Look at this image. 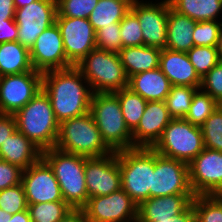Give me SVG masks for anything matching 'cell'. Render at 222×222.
Masks as SVG:
<instances>
[{
    "label": "cell",
    "mask_w": 222,
    "mask_h": 222,
    "mask_svg": "<svg viewBox=\"0 0 222 222\" xmlns=\"http://www.w3.org/2000/svg\"><path fill=\"white\" fill-rule=\"evenodd\" d=\"M96 35V48L119 53L122 48L120 23L114 26H103L95 32Z\"/></svg>",
    "instance_id": "40"
},
{
    "label": "cell",
    "mask_w": 222,
    "mask_h": 222,
    "mask_svg": "<svg viewBox=\"0 0 222 222\" xmlns=\"http://www.w3.org/2000/svg\"><path fill=\"white\" fill-rule=\"evenodd\" d=\"M204 147L222 151V110L218 107L200 126Z\"/></svg>",
    "instance_id": "35"
},
{
    "label": "cell",
    "mask_w": 222,
    "mask_h": 222,
    "mask_svg": "<svg viewBox=\"0 0 222 222\" xmlns=\"http://www.w3.org/2000/svg\"><path fill=\"white\" fill-rule=\"evenodd\" d=\"M42 72L37 70L0 77V113L15 114L41 89Z\"/></svg>",
    "instance_id": "10"
},
{
    "label": "cell",
    "mask_w": 222,
    "mask_h": 222,
    "mask_svg": "<svg viewBox=\"0 0 222 222\" xmlns=\"http://www.w3.org/2000/svg\"><path fill=\"white\" fill-rule=\"evenodd\" d=\"M42 157L54 171L63 200L72 209H82L88 202L85 181L87 157L58 150L56 147L42 151Z\"/></svg>",
    "instance_id": "3"
},
{
    "label": "cell",
    "mask_w": 222,
    "mask_h": 222,
    "mask_svg": "<svg viewBox=\"0 0 222 222\" xmlns=\"http://www.w3.org/2000/svg\"><path fill=\"white\" fill-rule=\"evenodd\" d=\"M121 188L138 206L150 198L152 174L155 169V150L135 147L119 151Z\"/></svg>",
    "instance_id": "7"
},
{
    "label": "cell",
    "mask_w": 222,
    "mask_h": 222,
    "mask_svg": "<svg viewBox=\"0 0 222 222\" xmlns=\"http://www.w3.org/2000/svg\"><path fill=\"white\" fill-rule=\"evenodd\" d=\"M15 8L25 7L26 5L35 2L36 0H13Z\"/></svg>",
    "instance_id": "49"
},
{
    "label": "cell",
    "mask_w": 222,
    "mask_h": 222,
    "mask_svg": "<svg viewBox=\"0 0 222 222\" xmlns=\"http://www.w3.org/2000/svg\"><path fill=\"white\" fill-rule=\"evenodd\" d=\"M156 222H196V214L191 204L184 212L173 216L172 219L158 220Z\"/></svg>",
    "instance_id": "46"
},
{
    "label": "cell",
    "mask_w": 222,
    "mask_h": 222,
    "mask_svg": "<svg viewBox=\"0 0 222 222\" xmlns=\"http://www.w3.org/2000/svg\"><path fill=\"white\" fill-rule=\"evenodd\" d=\"M133 0H99L89 16L94 31L114 26L130 11Z\"/></svg>",
    "instance_id": "28"
},
{
    "label": "cell",
    "mask_w": 222,
    "mask_h": 222,
    "mask_svg": "<svg viewBox=\"0 0 222 222\" xmlns=\"http://www.w3.org/2000/svg\"><path fill=\"white\" fill-rule=\"evenodd\" d=\"M0 208L10 215L28 209L22 183L0 191Z\"/></svg>",
    "instance_id": "37"
},
{
    "label": "cell",
    "mask_w": 222,
    "mask_h": 222,
    "mask_svg": "<svg viewBox=\"0 0 222 222\" xmlns=\"http://www.w3.org/2000/svg\"><path fill=\"white\" fill-rule=\"evenodd\" d=\"M14 117L16 128L42 151L55 147L59 122L48 95L41 89Z\"/></svg>",
    "instance_id": "2"
},
{
    "label": "cell",
    "mask_w": 222,
    "mask_h": 222,
    "mask_svg": "<svg viewBox=\"0 0 222 222\" xmlns=\"http://www.w3.org/2000/svg\"><path fill=\"white\" fill-rule=\"evenodd\" d=\"M172 119L165 101H148L138 126L132 131L133 148H152Z\"/></svg>",
    "instance_id": "19"
},
{
    "label": "cell",
    "mask_w": 222,
    "mask_h": 222,
    "mask_svg": "<svg viewBox=\"0 0 222 222\" xmlns=\"http://www.w3.org/2000/svg\"><path fill=\"white\" fill-rule=\"evenodd\" d=\"M173 10L196 22L221 21L222 0H168Z\"/></svg>",
    "instance_id": "27"
},
{
    "label": "cell",
    "mask_w": 222,
    "mask_h": 222,
    "mask_svg": "<svg viewBox=\"0 0 222 222\" xmlns=\"http://www.w3.org/2000/svg\"><path fill=\"white\" fill-rule=\"evenodd\" d=\"M191 204L196 214V222H222L220 195H195Z\"/></svg>",
    "instance_id": "30"
},
{
    "label": "cell",
    "mask_w": 222,
    "mask_h": 222,
    "mask_svg": "<svg viewBox=\"0 0 222 222\" xmlns=\"http://www.w3.org/2000/svg\"><path fill=\"white\" fill-rule=\"evenodd\" d=\"M99 0H57V16L68 18H86Z\"/></svg>",
    "instance_id": "38"
},
{
    "label": "cell",
    "mask_w": 222,
    "mask_h": 222,
    "mask_svg": "<svg viewBox=\"0 0 222 222\" xmlns=\"http://www.w3.org/2000/svg\"><path fill=\"white\" fill-rule=\"evenodd\" d=\"M90 112L103 141L113 152L133 148L132 132L125 124L119 99L114 93H93Z\"/></svg>",
    "instance_id": "5"
},
{
    "label": "cell",
    "mask_w": 222,
    "mask_h": 222,
    "mask_svg": "<svg viewBox=\"0 0 222 222\" xmlns=\"http://www.w3.org/2000/svg\"><path fill=\"white\" fill-rule=\"evenodd\" d=\"M55 147L87 158L103 157L113 152L103 141L91 112L62 121Z\"/></svg>",
    "instance_id": "4"
},
{
    "label": "cell",
    "mask_w": 222,
    "mask_h": 222,
    "mask_svg": "<svg viewBox=\"0 0 222 222\" xmlns=\"http://www.w3.org/2000/svg\"><path fill=\"white\" fill-rule=\"evenodd\" d=\"M8 222H32L28 209L25 211L18 212L13 214L11 219H8Z\"/></svg>",
    "instance_id": "48"
},
{
    "label": "cell",
    "mask_w": 222,
    "mask_h": 222,
    "mask_svg": "<svg viewBox=\"0 0 222 222\" xmlns=\"http://www.w3.org/2000/svg\"><path fill=\"white\" fill-rule=\"evenodd\" d=\"M82 209L88 222H137L138 206L122 188L109 195L88 198Z\"/></svg>",
    "instance_id": "12"
},
{
    "label": "cell",
    "mask_w": 222,
    "mask_h": 222,
    "mask_svg": "<svg viewBox=\"0 0 222 222\" xmlns=\"http://www.w3.org/2000/svg\"><path fill=\"white\" fill-rule=\"evenodd\" d=\"M29 51L33 69L42 73L72 66L67 61L61 32L56 23L37 37Z\"/></svg>",
    "instance_id": "18"
},
{
    "label": "cell",
    "mask_w": 222,
    "mask_h": 222,
    "mask_svg": "<svg viewBox=\"0 0 222 222\" xmlns=\"http://www.w3.org/2000/svg\"><path fill=\"white\" fill-rule=\"evenodd\" d=\"M219 107V103L208 93L198 89L192 99L185 120L195 126H201L205 120Z\"/></svg>",
    "instance_id": "32"
},
{
    "label": "cell",
    "mask_w": 222,
    "mask_h": 222,
    "mask_svg": "<svg viewBox=\"0 0 222 222\" xmlns=\"http://www.w3.org/2000/svg\"><path fill=\"white\" fill-rule=\"evenodd\" d=\"M85 181L88 198L109 195L121 189L119 151L88 158L85 162Z\"/></svg>",
    "instance_id": "16"
},
{
    "label": "cell",
    "mask_w": 222,
    "mask_h": 222,
    "mask_svg": "<svg viewBox=\"0 0 222 222\" xmlns=\"http://www.w3.org/2000/svg\"><path fill=\"white\" fill-rule=\"evenodd\" d=\"M192 36L194 46L218 47L222 36V22H197Z\"/></svg>",
    "instance_id": "36"
},
{
    "label": "cell",
    "mask_w": 222,
    "mask_h": 222,
    "mask_svg": "<svg viewBox=\"0 0 222 222\" xmlns=\"http://www.w3.org/2000/svg\"><path fill=\"white\" fill-rule=\"evenodd\" d=\"M15 5L13 0H0V22L15 19Z\"/></svg>",
    "instance_id": "45"
},
{
    "label": "cell",
    "mask_w": 222,
    "mask_h": 222,
    "mask_svg": "<svg viewBox=\"0 0 222 222\" xmlns=\"http://www.w3.org/2000/svg\"><path fill=\"white\" fill-rule=\"evenodd\" d=\"M218 49H219V59H220V61H222V36H221V40L219 42Z\"/></svg>",
    "instance_id": "51"
},
{
    "label": "cell",
    "mask_w": 222,
    "mask_h": 222,
    "mask_svg": "<svg viewBox=\"0 0 222 222\" xmlns=\"http://www.w3.org/2000/svg\"><path fill=\"white\" fill-rule=\"evenodd\" d=\"M57 0H36L25 7L16 8L17 41L30 50L37 37L56 23Z\"/></svg>",
    "instance_id": "9"
},
{
    "label": "cell",
    "mask_w": 222,
    "mask_h": 222,
    "mask_svg": "<svg viewBox=\"0 0 222 222\" xmlns=\"http://www.w3.org/2000/svg\"><path fill=\"white\" fill-rule=\"evenodd\" d=\"M42 157V150L17 129L0 146V160L26 170Z\"/></svg>",
    "instance_id": "22"
},
{
    "label": "cell",
    "mask_w": 222,
    "mask_h": 222,
    "mask_svg": "<svg viewBox=\"0 0 222 222\" xmlns=\"http://www.w3.org/2000/svg\"><path fill=\"white\" fill-rule=\"evenodd\" d=\"M21 183L24 188L27 205L65 202L54 171L43 157L26 170H23Z\"/></svg>",
    "instance_id": "15"
},
{
    "label": "cell",
    "mask_w": 222,
    "mask_h": 222,
    "mask_svg": "<svg viewBox=\"0 0 222 222\" xmlns=\"http://www.w3.org/2000/svg\"><path fill=\"white\" fill-rule=\"evenodd\" d=\"M23 170L16 165L0 160V191L20 184Z\"/></svg>",
    "instance_id": "42"
},
{
    "label": "cell",
    "mask_w": 222,
    "mask_h": 222,
    "mask_svg": "<svg viewBox=\"0 0 222 222\" xmlns=\"http://www.w3.org/2000/svg\"><path fill=\"white\" fill-rule=\"evenodd\" d=\"M187 56L200 78L220 62L218 47L193 46L187 52Z\"/></svg>",
    "instance_id": "34"
},
{
    "label": "cell",
    "mask_w": 222,
    "mask_h": 222,
    "mask_svg": "<svg viewBox=\"0 0 222 222\" xmlns=\"http://www.w3.org/2000/svg\"><path fill=\"white\" fill-rule=\"evenodd\" d=\"M16 129V119L14 115L0 113V146Z\"/></svg>",
    "instance_id": "44"
},
{
    "label": "cell",
    "mask_w": 222,
    "mask_h": 222,
    "mask_svg": "<svg viewBox=\"0 0 222 222\" xmlns=\"http://www.w3.org/2000/svg\"><path fill=\"white\" fill-rule=\"evenodd\" d=\"M161 49L132 46L121 48L119 56L128 79L141 72L159 68Z\"/></svg>",
    "instance_id": "25"
},
{
    "label": "cell",
    "mask_w": 222,
    "mask_h": 222,
    "mask_svg": "<svg viewBox=\"0 0 222 222\" xmlns=\"http://www.w3.org/2000/svg\"><path fill=\"white\" fill-rule=\"evenodd\" d=\"M12 215L6 213L0 208V222H8V219H11Z\"/></svg>",
    "instance_id": "50"
},
{
    "label": "cell",
    "mask_w": 222,
    "mask_h": 222,
    "mask_svg": "<svg viewBox=\"0 0 222 222\" xmlns=\"http://www.w3.org/2000/svg\"><path fill=\"white\" fill-rule=\"evenodd\" d=\"M72 208L66 202H46L28 205L32 222H59Z\"/></svg>",
    "instance_id": "33"
},
{
    "label": "cell",
    "mask_w": 222,
    "mask_h": 222,
    "mask_svg": "<svg viewBox=\"0 0 222 222\" xmlns=\"http://www.w3.org/2000/svg\"><path fill=\"white\" fill-rule=\"evenodd\" d=\"M114 94L118 97L126 126L132 132L139 124L147 101L130 88H123Z\"/></svg>",
    "instance_id": "29"
},
{
    "label": "cell",
    "mask_w": 222,
    "mask_h": 222,
    "mask_svg": "<svg viewBox=\"0 0 222 222\" xmlns=\"http://www.w3.org/2000/svg\"><path fill=\"white\" fill-rule=\"evenodd\" d=\"M169 195H194L189 184L188 164L162 156L155 151L150 197Z\"/></svg>",
    "instance_id": "11"
},
{
    "label": "cell",
    "mask_w": 222,
    "mask_h": 222,
    "mask_svg": "<svg viewBox=\"0 0 222 222\" xmlns=\"http://www.w3.org/2000/svg\"><path fill=\"white\" fill-rule=\"evenodd\" d=\"M133 0L131 11L137 16L142 29L143 45L158 49L166 48L169 1Z\"/></svg>",
    "instance_id": "14"
},
{
    "label": "cell",
    "mask_w": 222,
    "mask_h": 222,
    "mask_svg": "<svg viewBox=\"0 0 222 222\" xmlns=\"http://www.w3.org/2000/svg\"><path fill=\"white\" fill-rule=\"evenodd\" d=\"M189 184L194 195L222 193V151L204 148L189 164Z\"/></svg>",
    "instance_id": "13"
},
{
    "label": "cell",
    "mask_w": 222,
    "mask_h": 222,
    "mask_svg": "<svg viewBox=\"0 0 222 222\" xmlns=\"http://www.w3.org/2000/svg\"><path fill=\"white\" fill-rule=\"evenodd\" d=\"M120 35L122 48L143 45L141 26L131 10L120 21Z\"/></svg>",
    "instance_id": "39"
},
{
    "label": "cell",
    "mask_w": 222,
    "mask_h": 222,
    "mask_svg": "<svg viewBox=\"0 0 222 222\" xmlns=\"http://www.w3.org/2000/svg\"><path fill=\"white\" fill-rule=\"evenodd\" d=\"M42 89L59 123L90 112L93 92L76 66L43 72Z\"/></svg>",
    "instance_id": "1"
},
{
    "label": "cell",
    "mask_w": 222,
    "mask_h": 222,
    "mask_svg": "<svg viewBox=\"0 0 222 222\" xmlns=\"http://www.w3.org/2000/svg\"><path fill=\"white\" fill-rule=\"evenodd\" d=\"M219 108L222 110V101L219 103Z\"/></svg>",
    "instance_id": "52"
},
{
    "label": "cell",
    "mask_w": 222,
    "mask_h": 222,
    "mask_svg": "<svg viewBox=\"0 0 222 222\" xmlns=\"http://www.w3.org/2000/svg\"><path fill=\"white\" fill-rule=\"evenodd\" d=\"M199 88L189 86H172L165 103L172 118H185L195 92Z\"/></svg>",
    "instance_id": "31"
},
{
    "label": "cell",
    "mask_w": 222,
    "mask_h": 222,
    "mask_svg": "<svg viewBox=\"0 0 222 222\" xmlns=\"http://www.w3.org/2000/svg\"><path fill=\"white\" fill-rule=\"evenodd\" d=\"M200 89L208 93L218 103L222 101V61L201 78Z\"/></svg>",
    "instance_id": "41"
},
{
    "label": "cell",
    "mask_w": 222,
    "mask_h": 222,
    "mask_svg": "<svg viewBox=\"0 0 222 222\" xmlns=\"http://www.w3.org/2000/svg\"><path fill=\"white\" fill-rule=\"evenodd\" d=\"M59 222H88L83 209H72L63 219Z\"/></svg>",
    "instance_id": "47"
},
{
    "label": "cell",
    "mask_w": 222,
    "mask_h": 222,
    "mask_svg": "<svg viewBox=\"0 0 222 222\" xmlns=\"http://www.w3.org/2000/svg\"><path fill=\"white\" fill-rule=\"evenodd\" d=\"M67 61L75 66L90 51L96 48L93 26L86 18L56 17Z\"/></svg>",
    "instance_id": "17"
},
{
    "label": "cell",
    "mask_w": 222,
    "mask_h": 222,
    "mask_svg": "<svg viewBox=\"0 0 222 222\" xmlns=\"http://www.w3.org/2000/svg\"><path fill=\"white\" fill-rule=\"evenodd\" d=\"M152 148L162 156L189 164L205 147L199 126L184 118H173Z\"/></svg>",
    "instance_id": "8"
},
{
    "label": "cell",
    "mask_w": 222,
    "mask_h": 222,
    "mask_svg": "<svg viewBox=\"0 0 222 222\" xmlns=\"http://www.w3.org/2000/svg\"><path fill=\"white\" fill-rule=\"evenodd\" d=\"M18 28L15 19H6L0 22V43L17 41Z\"/></svg>",
    "instance_id": "43"
},
{
    "label": "cell",
    "mask_w": 222,
    "mask_h": 222,
    "mask_svg": "<svg viewBox=\"0 0 222 222\" xmlns=\"http://www.w3.org/2000/svg\"><path fill=\"white\" fill-rule=\"evenodd\" d=\"M196 21L179 14L169 4L167 18L166 49L187 53L193 46V31Z\"/></svg>",
    "instance_id": "24"
},
{
    "label": "cell",
    "mask_w": 222,
    "mask_h": 222,
    "mask_svg": "<svg viewBox=\"0 0 222 222\" xmlns=\"http://www.w3.org/2000/svg\"><path fill=\"white\" fill-rule=\"evenodd\" d=\"M30 51L18 41L0 43V77L32 71Z\"/></svg>",
    "instance_id": "26"
},
{
    "label": "cell",
    "mask_w": 222,
    "mask_h": 222,
    "mask_svg": "<svg viewBox=\"0 0 222 222\" xmlns=\"http://www.w3.org/2000/svg\"><path fill=\"white\" fill-rule=\"evenodd\" d=\"M93 93H114L128 87L119 53L95 48L75 65Z\"/></svg>",
    "instance_id": "6"
},
{
    "label": "cell",
    "mask_w": 222,
    "mask_h": 222,
    "mask_svg": "<svg viewBox=\"0 0 222 222\" xmlns=\"http://www.w3.org/2000/svg\"><path fill=\"white\" fill-rule=\"evenodd\" d=\"M159 68L172 86H189L200 89L201 78L189 61L187 53L161 50Z\"/></svg>",
    "instance_id": "21"
},
{
    "label": "cell",
    "mask_w": 222,
    "mask_h": 222,
    "mask_svg": "<svg viewBox=\"0 0 222 222\" xmlns=\"http://www.w3.org/2000/svg\"><path fill=\"white\" fill-rule=\"evenodd\" d=\"M172 85L160 68L138 73L128 79V88L148 101H165Z\"/></svg>",
    "instance_id": "23"
},
{
    "label": "cell",
    "mask_w": 222,
    "mask_h": 222,
    "mask_svg": "<svg viewBox=\"0 0 222 222\" xmlns=\"http://www.w3.org/2000/svg\"><path fill=\"white\" fill-rule=\"evenodd\" d=\"M195 195H169L150 197L142 201L137 209V222H156L172 219L184 212L192 203Z\"/></svg>",
    "instance_id": "20"
}]
</instances>
